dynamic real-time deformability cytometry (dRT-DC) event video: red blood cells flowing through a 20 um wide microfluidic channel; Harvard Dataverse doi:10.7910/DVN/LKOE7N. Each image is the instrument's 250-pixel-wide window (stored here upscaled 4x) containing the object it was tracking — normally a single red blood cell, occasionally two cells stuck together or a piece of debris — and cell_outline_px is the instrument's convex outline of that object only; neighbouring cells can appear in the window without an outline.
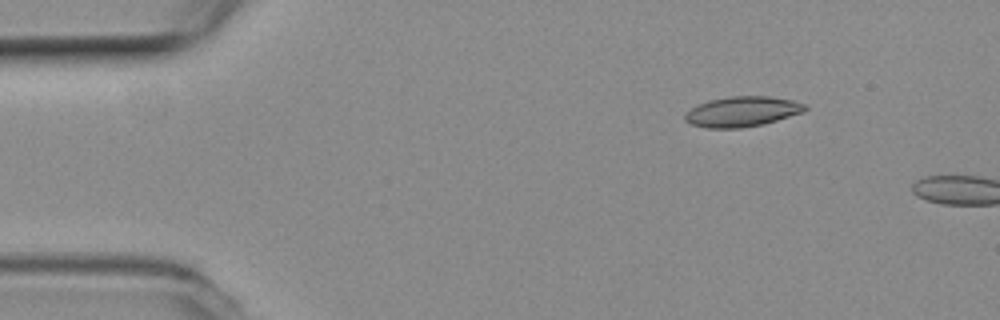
{"species": "common noctule bat (a hibernating species)", "species_latin": "Nyctalus noctula", "temperature_condition": "room temperature", "stored_images_in_passage": 4, "camera_frame_rate_fps": 3000, "um_per_image_px": 0.085, "animal": {"sex": "female", "body_mass_g": 19.3, "forearm_length_mm": 54.1}, "frame": {"image": 1, "passage_image": 2, "time_ms": 0.333, "image_size_px": [1000, 320], "cell_outline_px": [[808, 108], [804, 112], [764, 124], [740, 128], [708, 128], [692, 124], [684, 120], [684, 116], [692, 108], [708, 100], [728, 96], [768, 96], [792, 100], [804, 104]], "centroid_in_image_um": [63.1, 9.48], "position_along_channel_um": 21.9, "area_um2": 21.04}}